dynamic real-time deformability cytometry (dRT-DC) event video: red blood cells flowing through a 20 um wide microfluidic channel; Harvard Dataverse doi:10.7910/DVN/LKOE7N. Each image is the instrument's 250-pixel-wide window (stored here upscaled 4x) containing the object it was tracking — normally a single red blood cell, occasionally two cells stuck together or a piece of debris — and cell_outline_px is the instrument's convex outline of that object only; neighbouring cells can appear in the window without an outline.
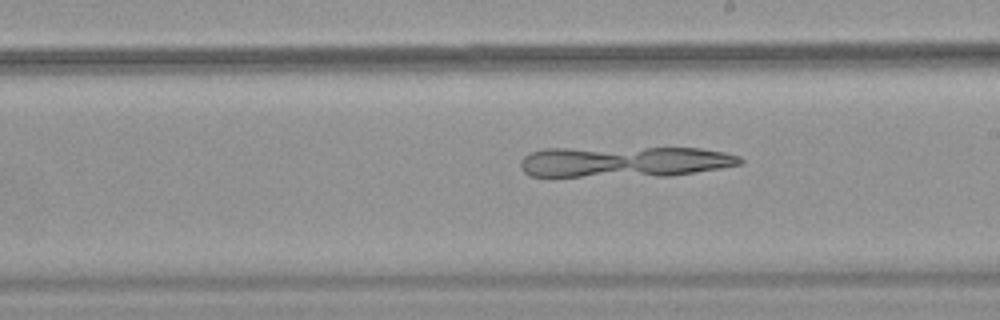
{"species": "common noctule bat (a hibernating species)", "species_latin": "Nyctalus noctula", "temperature_condition": "warm", "stored_images_in_passage": 53, "camera_frame_rate_fps": 3000, "um_per_image_px": 0.085, "animal": {"sex": "female", "body_mass_g": 18.4}, "frame": {"image": 1, "passage_image": 31, "time_ms": 10.0, "image_size_px": [1000, 320], "cell_outline_px": [[744, 164], [672, 176], [528, 176], [520, 168], [520, 160], [524, 156], [532, 152], [544, 148], [700, 148], [724, 152], [740, 156], [744, 160]], "centroid_in_image_um": [53.09, 13.75], "position_along_channel_um": 235.9, "area_um2": 39.82}}